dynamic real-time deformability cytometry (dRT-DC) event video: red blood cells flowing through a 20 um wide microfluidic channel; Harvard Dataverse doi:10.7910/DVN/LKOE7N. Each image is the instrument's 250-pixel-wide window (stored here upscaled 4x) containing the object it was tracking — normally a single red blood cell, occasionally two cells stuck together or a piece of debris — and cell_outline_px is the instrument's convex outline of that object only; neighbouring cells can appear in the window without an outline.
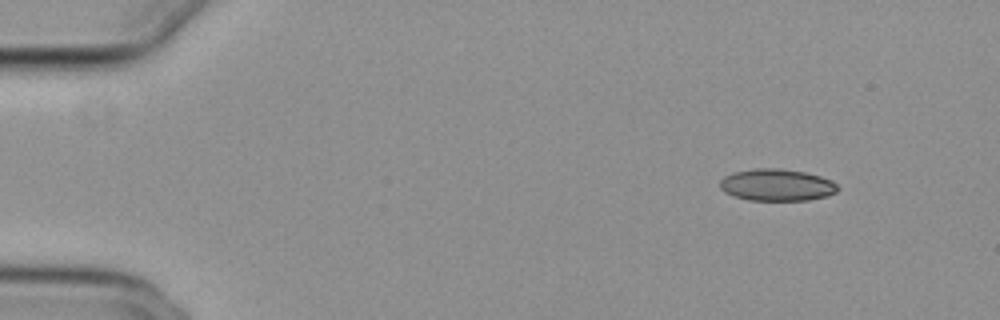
{"species": "common noctule bat (a hibernating species)", "species_latin": "Nyctalus noctula", "temperature_condition": "cold", "stored_images_in_passage": 11, "camera_frame_rate_fps": 3000, "um_per_image_px": 0.085, "animal": {"sex": "female", "body_mass_g": 29.2, "forearm_length_mm": 56.3}, "frame": {"image": 1, "passage_image": 1, "time_ms": 0.0, "image_size_px": [1000, 320], "cell_outline_px": [[840, 188], [836, 192], [828, 196], [808, 200], [748, 200], [732, 196], [724, 192], [720, 188], [720, 180], [724, 176], [732, 172], [756, 168], [780, 168], [804, 172], [820, 176], [832, 180]], "centroid_in_image_um": [66.02, 15.72], "position_along_channel_um": 19.0, "area_um2": 22.14}}
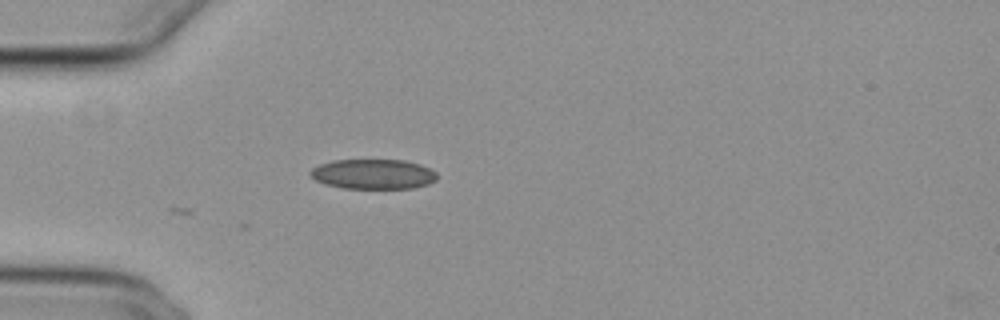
{"frame": {"image": 2, "passage_image": 11, "time_ms": 3.333, "image_size_px": [1000, 320], "cell_outline_px": [[436, 180], [428, 184], [412, 188], [344, 188], [324, 184], [316, 180], [308, 172], [312, 168], [320, 164], [332, 160], [404, 160], [420, 164], [436, 172]], "centroid_in_image_um": [31.71, 14.79], "position_along_channel_um": 53.3, "area_um2": 22.02}}